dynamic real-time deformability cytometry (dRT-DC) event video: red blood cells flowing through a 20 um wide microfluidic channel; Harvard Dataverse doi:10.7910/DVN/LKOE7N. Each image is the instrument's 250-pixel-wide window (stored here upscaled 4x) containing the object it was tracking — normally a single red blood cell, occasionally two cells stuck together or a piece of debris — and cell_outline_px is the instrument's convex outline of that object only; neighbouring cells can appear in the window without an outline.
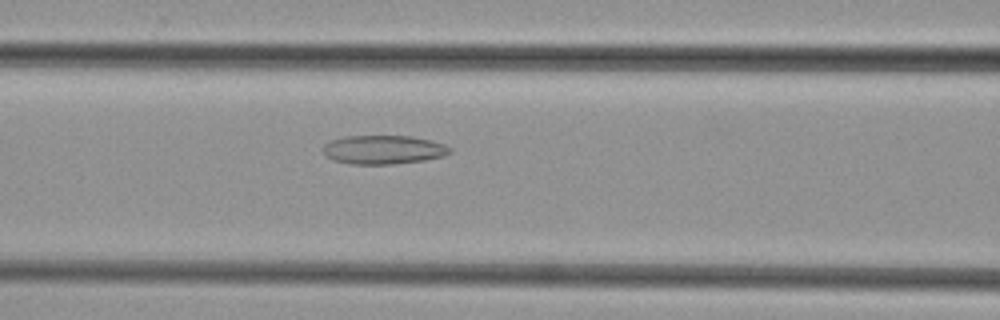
{"species": "common noctule bat (a hibernating species)", "species_latin": "Nyctalus noctula", "temperature_condition": "cold", "stored_images_in_passage": 49, "camera_frame_rate_fps": 3000, "um_per_image_px": 0.085, "animal": {"sex": "female", "body_mass_g": 29.2, "forearm_length_mm": 56.3}, "frame": {"image": 1, "passage_image": 21, "time_ms": 6.667, "image_size_px": [1000, 320], "cell_outline_px": [[452, 152], [444, 156], [424, 160], [392, 164], [348, 164], [332, 160], [324, 156], [324, 144], [332, 140], [344, 136], [412, 136], [444, 144], [452, 148]], "centroid_in_image_um": [32.58, 12.73], "position_along_channel_um": 134.0, "area_um2": 21.39}}
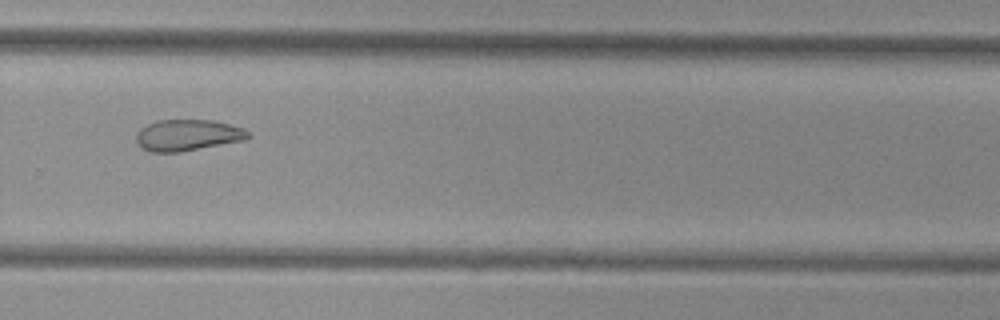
{"frame": {"image": 2, "passage_image": 34, "time_ms": 11.0, "image_size_px": [1000, 320], "cell_outline_px": [[252, 136], [244, 140], [180, 152], [152, 152], [140, 148], [136, 144], [136, 132], [140, 128], [156, 120], [212, 120], [244, 128], [252, 132]], "centroid_in_image_um": [15.94, 11.49], "position_along_channel_um": 313.9, "area_um2": 20.63}}
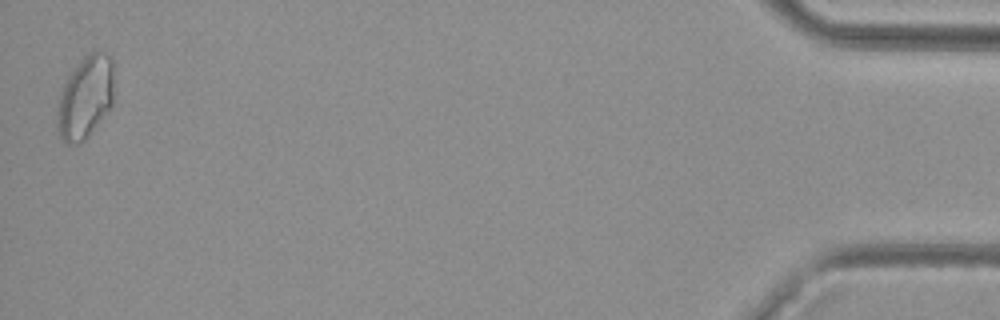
{"frame": {"image": 3, "passage_image": 49, "time_ms": 16.0, "image_size_px": [1000, 320], "cell_outline_px": [[112, 104], [88, 136], [84, 140], [76, 144], [64, 144], [56, 128], [56, 116], [60, 92], [68, 76], [80, 60], [92, 52], [108, 52], [112, 60]], "centroid_in_image_um": [7.21, 8.3], "position_along_channel_um": 428.0, "area_um2": 27.11}}